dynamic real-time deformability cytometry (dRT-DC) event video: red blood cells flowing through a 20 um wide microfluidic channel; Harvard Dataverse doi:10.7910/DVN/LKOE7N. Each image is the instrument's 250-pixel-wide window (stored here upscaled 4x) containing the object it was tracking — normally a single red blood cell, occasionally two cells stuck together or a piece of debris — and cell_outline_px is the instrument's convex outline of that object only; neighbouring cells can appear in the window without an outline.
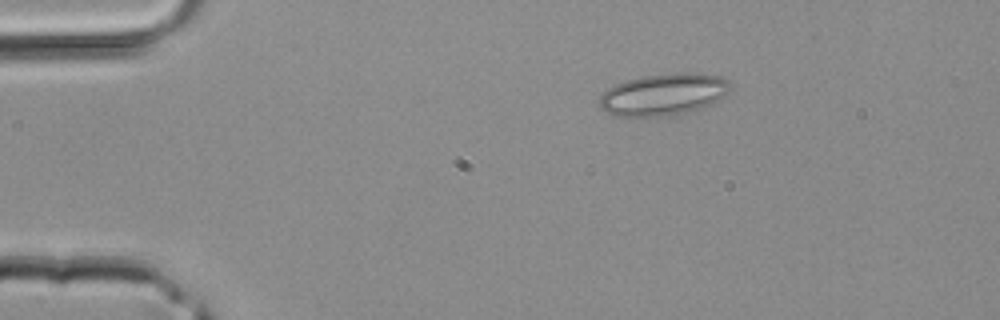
{"species": "common noctule bat (a hibernating species)", "species_latin": "Nyctalus noctula", "temperature_condition": "room temperature", "stored_images_in_passage": 35, "camera_frame_rate_fps": 3000, "um_per_image_px": 0.085, "animal": {"sex": "male", "body_mass_g": 20.4}, "frame": {"image": 1, "passage_image": 1, "time_ms": 0.0, "image_size_px": [1000, 320], "cell_outline_px": [[728, 92], [724, 96], [708, 104], [684, 112], [668, 116], [616, 116], [600, 108], [600, 96], [608, 88], [616, 84], [640, 76], [676, 72], [684, 72], [720, 76], [728, 80]], "centroid_in_image_um": [56.35, 8.01], "position_along_channel_um": 28.7, "area_um2": 31.39}}
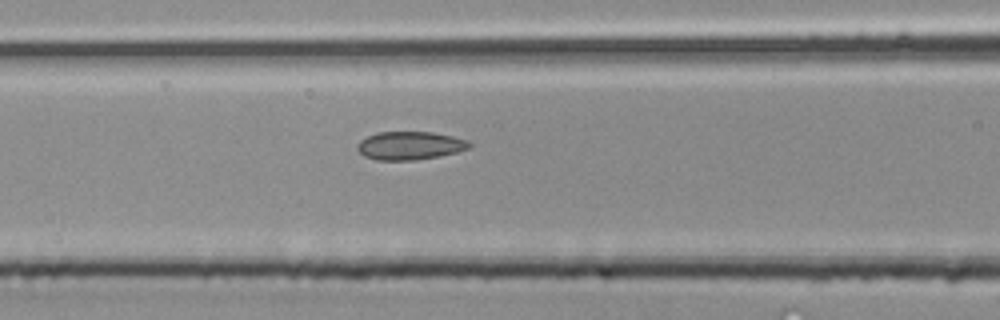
{"frame": {"image": 2, "passage_image": 11, "time_ms": 3.333, "image_size_px": [1000, 320], "cell_outline_px": [[472, 148], [440, 156], [416, 160], [376, 160], [364, 156], [356, 148], [356, 144], [360, 140], [376, 132], [432, 132], [452, 136], [464, 140], [472, 144]], "centroid_in_image_um": [34.82, 12.38], "position_along_channel_um": 131.8, "area_um2": 18.5}}
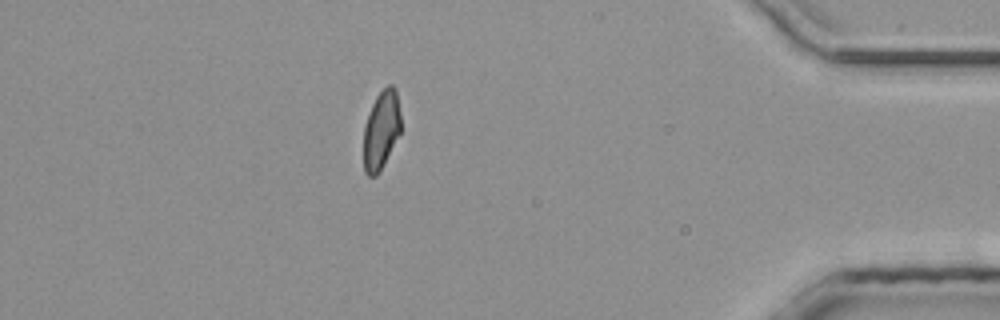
{"frame": {"image": 3, "passage_image": 30, "time_ms": 9.667, "image_size_px": [1000, 320], "cell_outline_px": [[400, 132], [380, 172], [376, 176], [368, 176], [364, 172], [364, 128], [372, 104], [376, 96], [388, 84], [392, 84], [396, 88], [400, 112]], "centroid_in_image_um": [32.41, 11.05], "position_along_channel_um": 402.8, "area_um2": 16.99}}